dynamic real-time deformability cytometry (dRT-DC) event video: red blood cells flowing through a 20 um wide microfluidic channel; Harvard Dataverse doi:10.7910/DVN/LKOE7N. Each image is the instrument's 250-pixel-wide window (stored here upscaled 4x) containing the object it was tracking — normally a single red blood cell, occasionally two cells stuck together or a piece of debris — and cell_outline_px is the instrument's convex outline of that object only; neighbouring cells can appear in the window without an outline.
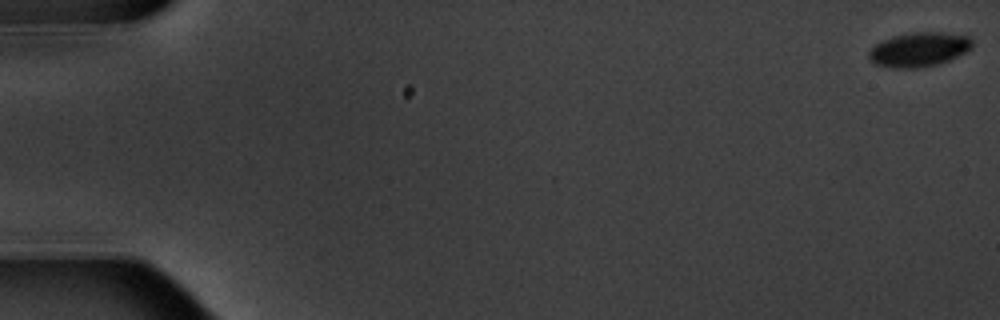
{"species": "common noctule bat (a hibernating species)", "species_latin": "Nyctalus noctula", "temperature_condition": "warm", "stored_images_in_passage": 6, "camera_frame_rate_fps": 3000, "um_per_image_px": 0.085, "animal": {"sex": "male", "body_mass_g": 20.1, "forearm_length_mm": 53.5}, "frame": {"image": 1, "passage_image": 1, "time_ms": 0.0, "image_size_px": [1000, 320], "cell_outline_px": [[972, 48], [940, 64], [920, 68], [892, 68], [876, 64], [868, 60], [868, 52], [876, 44], [892, 36], [916, 32], [940, 32], [968, 36], [972, 40]], "centroid_in_image_um": [78.09, 4.22], "position_along_channel_um": 6.9, "area_um2": 20.63}}
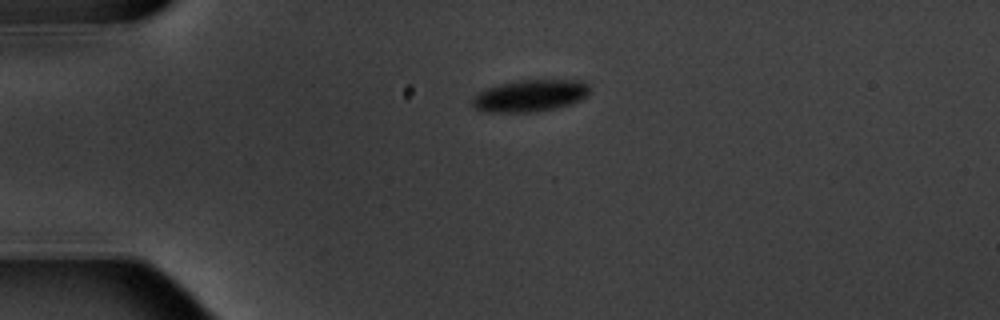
{"frame": {"image": 2, "passage_image": 5, "time_ms": 4.667, "image_size_px": [1000, 320], "cell_outline_px": [[592, 88], [588, 96], [580, 100], [556, 108], [536, 112], [480, 112], [472, 108], [472, 96], [484, 88], [516, 80], [580, 80], [588, 84]], "centroid_in_image_um": [45.02, 8.14], "position_along_channel_um": 40.0, "area_um2": 22.31}}